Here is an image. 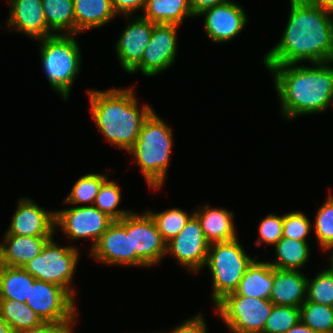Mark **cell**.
Instances as JSON below:
<instances>
[{
  "label": "cell",
  "instance_id": "cell-29",
  "mask_svg": "<svg viewBox=\"0 0 333 333\" xmlns=\"http://www.w3.org/2000/svg\"><path fill=\"white\" fill-rule=\"evenodd\" d=\"M300 308V321L316 333H333V307L307 299Z\"/></svg>",
  "mask_w": 333,
  "mask_h": 333
},
{
  "label": "cell",
  "instance_id": "cell-16",
  "mask_svg": "<svg viewBox=\"0 0 333 333\" xmlns=\"http://www.w3.org/2000/svg\"><path fill=\"white\" fill-rule=\"evenodd\" d=\"M55 211H46L30 198H19L6 233L28 237H53Z\"/></svg>",
  "mask_w": 333,
  "mask_h": 333
},
{
  "label": "cell",
  "instance_id": "cell-44",
  "mask_svg": "<svg viewBox=\"0 0 333 333\" xmlns=\"http://www.w3.org/2000/svg\"><path fill=\"white\" fill-rule=\"evenodd\" d=\"M0 333H12L7 322L0 316Z\"/></svg>",
  "mask_w": 333,
  "mask_h": 333
},
{
  "label": "cell",
  "instance_id": "cell-13",
  "mask_svg": "<svg viewBox=\"0 0 333 333\" xmlns=\"http://www.w3.org/2000/svg\"><path fill=\"white\" fill-rule=\"evenodd\" d=\"M176 24H155L141 62L129 73L141 71L145 76H154L173 65L177 56Z\"/></svg>",
  "mask_w": 333,
  "mask_h": 333
},
{
  "label": "cell",
  "instance_id": "cell-28",
  "mask_svg": "<svg viewBox=\"0 0 333 333\" xmlns=\"http://www.w3.org/2000/svg\"><path fill=\"white\" fill-rule=\"evenodd\" d=\"M0 316L12 333L34 328L43 322L27 304L11 299H0Z\"/></svg>",
  "mask_w": 333,
  "mask_h": 333
},
{
  "label": "cell",
  "instance_id": "cell-15",
  "mask_svg": "<svg viewBox=\"0 0 333 333\" xmlns=\"http://www.w3.org/2000/svg\"><path fill=\"white\" fill-rule=\"evenodd\" d=\"M204 29L213 43H223L238 36L248 22L241 5L231 0L203 10Z\"/></svg>",
  "mask_w": 333,
  "mask_h": 333
},
{
  "label": "cell",
  "instance_id": "cell-11",
  "mask_svg": "<svg viewBox=\"0 0 333 333\" xmlns=\"http://www.w3.org/2000/svg\"><path fill=\"white\" fill-rule=\"evenodd\" d=\"M90 253L100 263L111 266L119 264L147 267L136 252L132 251L131 233H127V216L114 220L90 249Z\"/></svg>",
  "mask_w": 333,
  "mask_h": 333
},
{
  "label": "cell",
  "instance_id": "cell-45",
  "mask_svg": "<svg viewBox=\"0 0 333 333\" xmlns=\"http://www.w3.org/2000/svg\"><path fill=\"white\" fill-rule=\"evenodd\" d=\"M327 250H329L332 253L330 255V267L326 268V269L333 274V245L324 249V251H327Z\"/></svg>",
  "mask_w": 333,
  "mask_h": 333
},
{
  "label": "cell",
  "instance_id": "cell-7",
  "mask_svg": "<svg viewBox=\"0 0 333 333\" xmlns=\"http://www.w3.org/2000/svg\"><path fill=\"white\" fill-rule=\"evenodd\" d=\"M53 238L23 268L36 280L56 284L74 298L76 292L72 281L80 257L79 250L72 245H59Z\"/></svg>",
  "mask_w": 333,
  "mask_h": 333
},
{
  "label": "cell",
  "instance_id": "cell-31",
  "mask_svg": "<svg viewBox=\"0 0 333 333\" xmlns=\"http://www.w3.org/2000/svg\"><path fill=\"white\" fill-rule=\"evenodd\" d=\"M147 212L155 221L157 229L166 243L177 236L194 215V213L189 215L179 208H170L163 212L150 210Z\"/></svg>",
  "mask_w": 333,
  "mask_h": 333
},
{
  "label": "cell",
  "instance_id": "cell-37",
  "mask_svg": "<svg viewBox=\"0 0 333 333\" xmlns=\"http://www.w3.org/2000/svg\"><path fill=\"white\" fill-rule=\"evenodd\" d=\"M257 245H275L283 238V215L269 214L260 221Z\"/></svg>",
  "mask_w": 333,
  "mask_h": 333
},
{
  "label": "cell",
  "instance_id": "cell-2",
  "mask_svg": "<svg viewBox=\"0 0 333 333\" xmlns=\"http://www.w3.org/2000/svg\"><path fill=\"white\" fill-rule=\"evenodd\" d=\"M332 63L264 65L274 77L282 116L292 120L321 113L333 104Z\"/></svg>",
  "mask_w": 333,
  "mask_h": 333
},
{
  "label": "cell",
  "instance_id": "cell-25",
  "mask_svg": "<svg viewBox=\"0 0 333 333\" xmlns=\"http://www.w3.org/2000/svg\"><path fill=\"white\" fill-rule=\"evenodd\" d=\"M48 28L56 35H75L76 21L73 0H42Z\"/></svg>",
  "mask_w": 333,
  "mask_h": 333
},
{
  "label": "cell",
  "instance_id": "cell-30",
  "mask_svg": "<svg viewBox=\"0 0 333 333\" xmlns=\"http://www.w3.org/2000/svg\"><path fill=\"white\" fill-rule=\"evenodd\" d=\"M107 179L104 174L89 173L81 176L73 185L70 193L67 195L64 203L70 205L82 206V203L94 204L95 198L99 192L102 183Z\"/></svg>",
  "mask_w": 333,
  "mask_h": 333
},
{
  "label": "cell",
  "instance_id": "cell-9",
  "mask_svg": "<svg viewBox=\"0 0 333 333\" xmlns=\"http://www.w3.org/2000/svg\"><path fill=\"white\" fill-rule=\"evenodd\" d=\"M30 308L43 322L76 323L77 310L74 298L62 287L40 280L30 285ZM76 320V321H75Z\"/></svg>",
  "mask_w": 333,
  "mask_h": 333
},
{
  "label": "cell",
  "instance_id": "cell-3",
  "mask_svg": "<svg viewBox=\"0 0 333 333\" xmlns=\"http://www.w3.org/2000/svg\"><path fill=\"white\" fill-rule=\"evenodd\" d=\"M133 87L88 90L90 113L99 132L127 152L134 146L144 121L154 111L148 104L139 108Z\"/></svg>",
  "mask_w": 333,
  "mask_h": 333
},
{
  "label": "cell",
  "instance_id": "cell-6",
  "mask_svg": "<svg viewBox=\"0 0 333 333\" xmlns=\"http://www.w3.org/2000/svg\"><path fill=\"white\" fill-rule=\"evenodd\" d=\"M242 246L238 238L209 246L205 267L208 266L212 274L211 299L215 305L237 289L247 268L258 259L250 257Z\"/></svg>",
  "mask_w": 333,
  "mask_h": 333
},
{
  "label": "cell",
  "instance_id": "cell-33",
  "mask_svg": "<svg viewBox=\"0 0 333 333\" xmlns=\"http://www.w3.org/2000/svg\"><path fill=\"white\" fill-rule=\"evenodd\" d=\"M299 322V307L273 305L271 314L263 328V333H286Z\"/></svg>",
  "mask_w": 333,
  "mask_h": 333
},
{
  "label": "cell",
  "instance_id": "cell-18",
  "mask_svg": "<svg viewBox=\"0 0 333 333\" xmlns=\"http://www.w3.org/2000/svg\"><path fill=\"white\" fill-rule=\"evenodd\" d=\"M9 5L10 17L5 23L10 28L34 40L55 35L47 26L42 0H9Z\"/></svg>",
  "mask_w": 333,
  "mask_h": 333
},
{
  "label": "cell",
  "instance_id": "cell-12",
  "mask_svg": "<svg viewBox=\"0 0 333 333\" xmlns=\"http://www.w3.org/2000/svg\"><path fill=\"white\" fill-rule=\"evenodd\" d=\"M209 246L200 221L193 215L182 231L166 243V255L171 254L187 271L198 274L206 264Z\"/></svg>",
  "mask_w": 333,
  "mask_h": 333
},
{
  "label": "cell",
  "instance_id": "cell-40",
  "mask_svg": "<svg viewBox=\"0 0 333 333\" xmlns=\"http://www.w3.org/2000/svg\"><path fill=\"white\" fill-rule=\"evenodd\" d=\"M117 16L124 15L129 18L135 11L144 10L146 0H110ZM128 16V17H127Z\"/></svg>",
  "mask_w": 333,
  "mask_h": 333
},
{
  "label": "cell",
  "instance_id": "cell-36",
  "mask_svg": "<svg viewBox=\"0 0 333 333\" xmlns=\"http://www.w3.org/2000/svg\"><path fill=\"white\" fill-rule=\"evenodd\" d=\"M311 221L303 212L292 211L283 215V237L306 241L311 232Z\"/></svg>",
  "mask_w": 333,
  "mask_h": 333
},
{
  "label": "cell",
  "instance_id": "cell-5",
  "mask_svg": "<svg viewBox=\"0 0 333 333\" xmlns=\"http://www.w3.org/2000/svg\"><path fill=\"white\" fill-rule=\"evenodd\" d=\"M40 42V58L51 88L67 101L81 66L75 35H53Z\"/></svg>",
  "mask_w": 333,
  "mask_h": 333
},
{
  "label": "cell",
  "instance_id": "cell-4",
  "mask_svg": "<svg viewBox=\"0 0 333 333\" xmlns=\"http://www.w3.org/2000/svg\"><path fill=\"white\" fill-rule=\"evenodd\" d=\"M173 145L171 127L153 111L128 152L135 157L147 185L154 190H159L165 182Z\"/></svg>",
  "mask_w": 333,
  "mask_h": 333
},
{
  "label": "cell",
  "instance_id": "cell-10",
  "mask_svg": "<svg viewBox=\"0 0 333 333\" xmlns=\"http://www.w3.org/2000/svg\"><path fill=\"white\" fill-rule=\"evenodd\" d=\"M114 220L95 206H72L55 210V228L73 240L90 238L93 248Z\"/></svg>",
  "mask_w": 333,
  "mask_h": 333
},
{
  "label": "cell",
  "instance_id": "cell-8",
  "mask_svg": "<svg viewBox=\"0 0 333 333\" xmlns=\"http://www.w3.org/2000/svg\"><path fill=\"white\" fill-rule=\"evenodd\" d=\"M273 305L270 300L227 294L215 305V313L232 333H263Z\"/></svg>",
  "mask_w": 333,
  "mask_h": 333
},
{
  "label": "cell",
  "instance_id": "cell-39",
  "mask_svg": "<svg viewBox=\"0 0 333 333\" xmlns=\"http://www.w3.org/2000/svg\"><path fill=\"white\" fill-rule=\"evenodd\" d=\"M75 323L42 322L40 325L17 333H73Z\"/></svg>",
  "mask_w": 333,
  "mask_h": 333
},
{
  "label": "cell",
  "instance_id": "cell-43",
  "mask_svg": "<svg viewBox=\"0 0 333 333\" xmlns=\"http://www.w3.org/2000/svg\"><path fill=\"white\" fill-rule=\"evenodd\" d=\"M286 333H316L311 328L303 324L301 321L289 329Z\"/></svg>",
  "mask_w": 333,
  "mask_h": 333
},
{
  "label": "cell",
  "instance_id": "cell-14",
  "mask_svg": "<svg viewBox=\"0 0 333 333\" xmlns=\"http://www.w3.org/2000/svg\"><path fill=\"white\" fill-rule=\"evenodd\" d=\"M127 233H131L132 251L148 267L159 264L166 255V242L147 211L127 215Z\"/></svg>",
  "mask_w": 333,
  "mask_h": 333
},
{
  "label": "cell",
  "instance_id": "cell-38",
  "mask_svg": "<svg viewBox=\"0 0 333 333\" xmlns=\"http://www.w3.org/2000/svg\"><path fill=\"white\" fill-rule=\"evenodd\" d=\"M206 321L203 314L198 313L177 325L170 333H207ZM169 333V332H168Z\"/></svg>",
  "mask_w": 333,
  "mask_h": 333
},
{
  "label": "cell",
  "instance_id": "cell-17",
  "mask_svg": "<svg viewBox=\"0 0 333 333\" xmlns=\"http://www.w3.org/2000/svg\"><path fill=\"white\" fill-rule=\"evenodd\" d=\"M131 20L123 29L115 45L117 59L121 68L127 73L141 62L154 28V23L141 15Z\"/></svg>",
  "mask_w": 333,
  "mask_h": 333
},
{
  "label": "cell",
  "instance_id": "cell-20",
  "mask_svg": "<svg viewBox=\"0 0 333 333\" xmlns=\"http://www.w3.org/2000/svg\"><path fill=\"white\" fill-rule=\"evenodd\" d=\"M0 243V265L23 267L41 253L52 237H28L5 234Z\"/></svg>",
  "mask_w": 333,
  "mask_h": 333
},
{
  "label": "cell",
  "instance_id": "cell-19",
  "mask_svg": "<svg viewBox=\"0 0 333 333\" xmlns=\"http://www.w3.org/2000/svg\"><path fill=\"white\" fill-rule=\"evenodd\" d=\"M308 277L298 270L273 268L270 301L278 306L300 307L307 299Z\"/></svg>",
  "mask_w": 333,
  "mask_h": 333
},
{
  "label": "cell",
  "instance_id": "cell-26",
  "mask_svg": "<svg viewBox=\"0 0 333 333\" xmlns=\"http://www.w3.org/2000/svg\"><path fill=\"white\" fill-rule=\"evenodd\" d=\"M36 279L23 267L0 265V299L24 303L29 299L30 285Z\"/></svg>",
  "mask_w": 333,
  "mask_h": 333
},
{
  "label": "cell",
  "instance_id": "cell-34",
  "mask_svg": "<svg viewBox=\"0 0 333 333\" xmlns=\"http://www.w3.org/2000/svg\"><path fill=\"white\" fill-rule=\"evenodd\" d=\"M313 227L321 249L333 245V195L318 208Z\"/></svg>",
  "mask_w": 333,
  "mask_h": 333
},
{
  "label": "cell",
  "instance_id": "cell-27",
  "mask_svg": "<svg viewBox=\"0 0 333 333\" xmlns=\"http://www.w3.org/2000/svg\"><path fill=\"white\" fill-rule=\"evenodd\" d=\"M276 259L268 262L273 268L282 270H300L309 261L310 249L307 241L283 237L274 245Z\"/></svg>",
  "mask_w": 333,
  "mask_h": 333
},
{
  "label": "cell",
  "instance_id": "cell-23",
  "mask_svg": "<svg viewBox=\"0 0 333 333\" xmlns=\"http://www.w3.org/2000/svg\"><path fill=\"white\" fill-rule=\"evenodd\" d=\"M76 35L99 28L116 17L110 0H73Z\"/></svg>",
  "mask_w": 333,
  "mask_h": 333
},
{
  "label": "cell",
  "instance_id": "cell-41",
  "mask_svg": "<svg viewBox=\"0 0 333 333\" xmlns=\"http://www.w3.org/2000/svg\"><path fill=\"white\" fill-rule=\"evenodd\" d=\"M229 0H189L191 9L195 17L198 16L203 10L222 4Z\"/></svg>",
  "mask_w": 333,
  "mask_h": 333
},
{
  "label": "cell",
  "instance_id": "cell-32",
  "mask_svg": "<svg viewBox=\"0 0 333 333\" xmlns=\"http://www.w3.org/2000/svg\"><path fill=\"white\" fill-rule=\"evenodd\" d=\"M121 201V189L117 182L108 180L102 183L93 206L106 213L113 220H121L132 211L117 209Z\"/></svg>",
  "mask_w": 333,
  "mask_h": 333
},
{
  "label": "cell",
  "instance_id": "cell-42",
  "mask_svg": "<svg viewBox=\"0 0 333 333\" xmlns=\"http://www.w3.org/2000/svg\"><path fill=\"white\" fill-rule=\"evenodd\" d=\"M320 9L333 13V0H308Z\"/></svg>",
  "mask_w": 333,
  "mask_h": 333
},
{
  "label": "cell",
  "instance_id": "cell-35",
  "mask_svg": "<svg viewBox=\"0 0 333 333\" xmlns=\"http://www.w3.org/2000/svg\"><path fill=\"white\" fill-rule=\"evenodd\" d=\"M307 300L333 307V274L323 269L313 279L307 280Z\"/></svg>",
  "mask_w": 333,
  "mask_h": 333
},
{
  "label": "cell",
  "instance_id": "cell-24",
  "mask_svg": "<svg viewBox=\"0 0 333 333\" xmlns=\"http://www.w3.org/2000/svg\"><path fill=\"white\" fill-rule=\"evenodd\" d=\"M141 15L155 24H176L194 17L189 0H146Z\"/></svg>",
  "mask_w": 333,
  "mask_h": 333
},
{
  "label": "cell",
  "instance_id": "cell-1",
  "mask_svg": "<svg viewBox=\"0 0 333 333\" xmlns=\"http://www.w3.org/2000/svg\"><path fill=\"white\" fill-rule=\"evenodd\" d=\"M333 13L308 0H290L280 41L263 58L264 65L333 62Z\"/></svg>",
  "mask_w": 333,
  "mask_h": 333
},
{
  "label": "cell",
  "instance_id": "cell-21",
  "mask_svg": "<svg viewBox=\"0 0 333 333\" xmlns=\"http://www.w3.org/2000/svg\"><path fill=\"white\" fill-rule=\"evenodd\" d=\"M193 213L200 221L202 231L209 244L237 238L232 211L224 208H211L209 204H206Z\"/></svg>",
  "mask_w": 333,
  "mask_h": 333
},
{
  "label": "cell",
  "instance_id": "cell-22",
  "mask_svg": "<svg viewBox=\"0 0 333 333\" xmlns=\"http://www.w3.org/2000/svg\"><path fill=\"white\" fill-rule=\"evenodd\" d=\"M273 284V267L256 259L247 268L237 289L230 294L269 300Z\"/></svg>",
  "mask_w": 333,
  "mask_h": 333
}]
</instances>
